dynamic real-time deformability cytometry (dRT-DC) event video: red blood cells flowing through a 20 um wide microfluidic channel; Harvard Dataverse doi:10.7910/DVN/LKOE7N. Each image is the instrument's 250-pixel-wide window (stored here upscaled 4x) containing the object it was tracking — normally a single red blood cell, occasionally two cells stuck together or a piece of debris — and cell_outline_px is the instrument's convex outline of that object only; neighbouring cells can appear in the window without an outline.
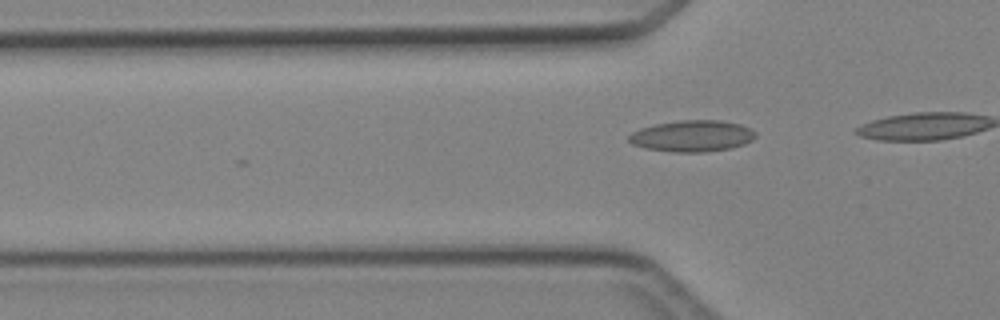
{"species": "Egyptian fruit bat (a non-hibernating species)", "species_latin": "Rousettus aegyptiacus", "temperature_condition": "cold", "stored_images_in_passage": 9, "camera_frame_rate_fps": 3000, "um_per_image_px": 0.085, "animal": {"sex": "female"}, "frame": {"image": 1, "passage_image": 6, "time_ms": 6.667, "image_size_px": [1000, 320], "cell_outline_px": [[756, 136], [752, 140], [744, 144], [732, 148], [704, 152], [672, 152], [644, 148], [632, 144], [628, 140], [628, 136], [632, 132], [640, 128], [656, 124], [680, 120], [720, 120], [740, 124], [756, 132]], "centroid_in_image_um": [58.82, 11.56], "position_along_channel_um": 67.0, "area_um2": 23.24}}